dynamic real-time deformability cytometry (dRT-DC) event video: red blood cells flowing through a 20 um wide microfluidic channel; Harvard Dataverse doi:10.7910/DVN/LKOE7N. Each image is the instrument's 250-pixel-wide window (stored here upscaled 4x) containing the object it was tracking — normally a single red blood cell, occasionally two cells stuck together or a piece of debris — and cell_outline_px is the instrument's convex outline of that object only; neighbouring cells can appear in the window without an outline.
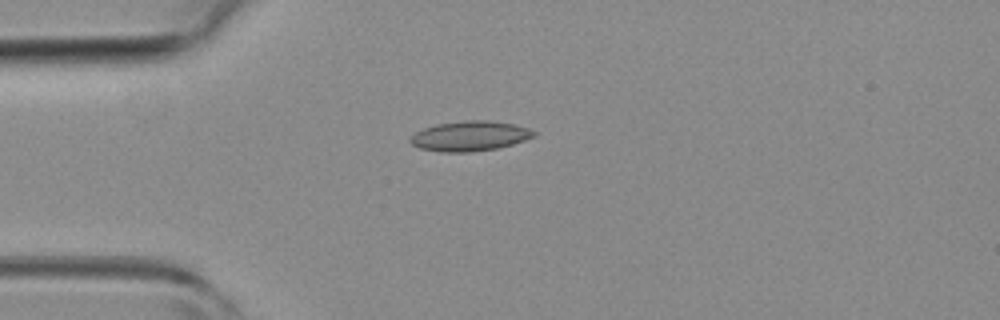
{"species": "common noctule bat (a hibernating species)", "species_latin": "Nyctalus noctula", "temperature_condition": "room temperature", "stored_images_in_passage": 1, "camera_frame_rate_fps": 3000, "um_per_image_px": 0.085, "animal": {"sex": "female", "body_mass_g": 19.3, "forearm_length_mm": 54.1}, "frame": {"image": 1, "passage_image": 1, "time_ms": 0.0, "image_size_px": [1000, 320], "cell_outline_px": [[536, 136], [512, 144], [496, 148], [468, 152], [440, 152], [420, 148], [412, 144], [408, 140], [416, 132], [424, 128], [436, 124], [464, 120], [488, 120], [512, 124], [528, 128], [536, 132]], "centroid_in_image_um": [39.92, 11.56], "position_along_channel_um": 45.1, "area_um2": 21.44}}